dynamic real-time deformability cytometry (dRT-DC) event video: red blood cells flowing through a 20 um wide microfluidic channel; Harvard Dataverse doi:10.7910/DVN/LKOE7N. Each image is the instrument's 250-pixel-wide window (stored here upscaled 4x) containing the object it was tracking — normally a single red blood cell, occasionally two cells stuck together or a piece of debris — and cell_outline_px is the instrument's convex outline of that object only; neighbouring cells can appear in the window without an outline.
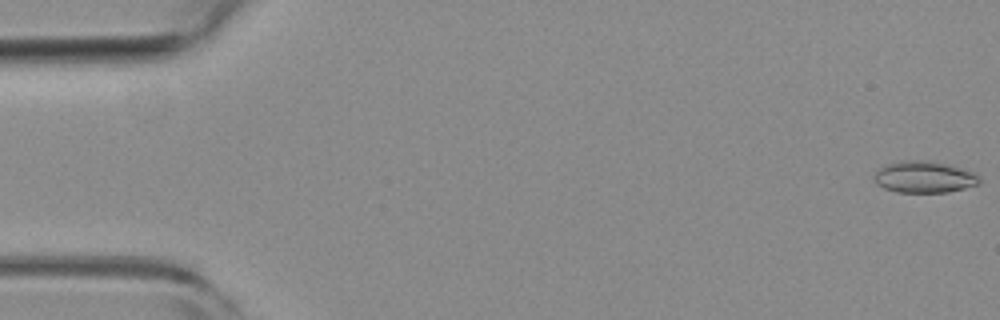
{"species": "common noctule bat (a hibernating species)", "species_latin": "Nyctalus noctula", "temperature_condition": "room temperature", "stored_images_in_passage": 51, "camera_frame_rate_fps": 3000, "um_per_image_px": 0.085, "animal": {"sex": "female", "body_mass_g": 19.3, "forearm_length_mm": 54.1}, "frame": {"image": 1, "passage_image": 1, "time_ms": 0.0, "image_size_px": [1000, 320], "cell_outline_px": [[980, 184], [948, 192], [896, 192], [884, 188], [876, 184], [872, 176], [884, 164], [900, 160], [928, 160], [948, 164], [972, 172], [980, 176]], "centroid_in_image_um": [78.52, 15.04], "position_along_channel_um": 6.5, "area_um2": 19.59}}
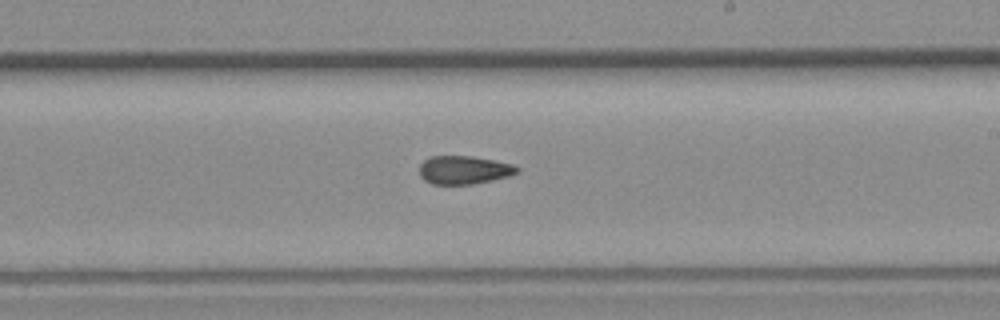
{"frame": {"image": 2, "passage_image": 32, "time_ms": 10.333, "image_size_px": [1000, 320], "cell_outline_px": [[520, 172], [508, 176], [492, 180], [472, 184], [432, 184], [424, 180], [420, 176], [420, 164], [424, 160], [432, 156], [472, 156], [512, 164], [520, 168]], "centroid_in_image_um": [39.43, 14.45], "position_along_channel_um": 249.6, "area_um2": 16.07}}
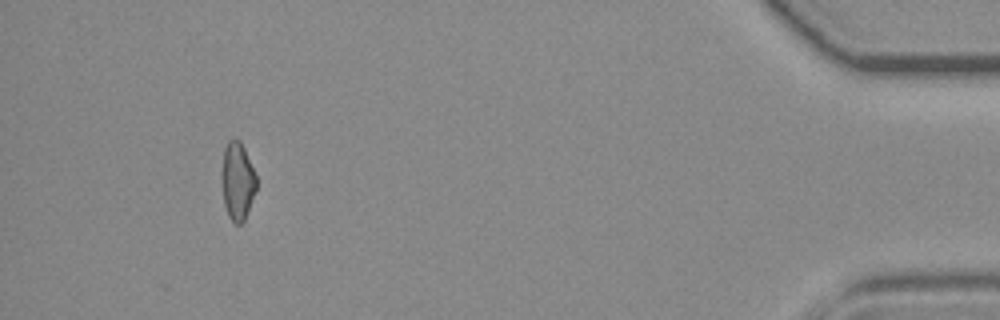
{"frame": {"image": 3, "passage_image": 51, "time_ms": 16.667, "image_size_px": [1000, 320], "cell_outline_px": [[256, 192], [244, 220], [240, 224], [236, 224], [228, 216], [224, 204], [220, 180], [220, 172], [224, 148], [228, 140], [240, 140], [244, 148], [256, 176]], "centroid_in_image_um": [20.15, 15.39], "position_along_channel_um": 415.0, "area_um2": 15.95}, "authors_computed_cell_mechanics": {"area_um2": 16.9354, "velocity_mm_per_s": 3.7669, "shape_relaxation_time_tau1_ms": null, "shape_relaxation_time_tau2_ms": 3.0975, "deformation_change_tau1": null, "deformation_change_tau2": 0.0963}}